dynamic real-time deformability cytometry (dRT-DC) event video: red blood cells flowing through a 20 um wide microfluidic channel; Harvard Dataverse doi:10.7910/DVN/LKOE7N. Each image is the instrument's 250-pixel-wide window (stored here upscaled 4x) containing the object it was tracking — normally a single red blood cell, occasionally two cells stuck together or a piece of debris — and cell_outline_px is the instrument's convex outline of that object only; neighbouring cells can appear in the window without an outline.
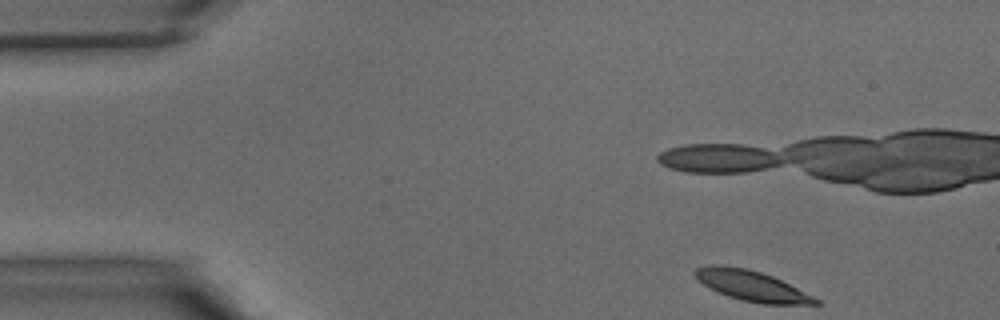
{"species": "common noctule bat (a hibernating species)", "species_latin": "Nyctalus noctula", "temperature_condition": "warm", "stored_images_in_passage": 37, "camera_frame_rate_fps": 3000, "um_per_image_px": 0.085, "animal": {"sex": "male", "body_mass_g": 15.6}, "frame": {"image": 1, "passage_image": 1, "time_ms": 0.0, "image_size_px": [1000, 320], "cell_outline_px": [[824, 304], [764, 304], [740, 300], [728, 296], [696, 280], [692, 272], [696, 268], [712, 264], [716, 264], [748, 268], [772, 276], [820, 300]], "centroid_in_image_um": [63.85, 24.28], "position_along_channel_um": 21.1, "area_um2": 21.1}}